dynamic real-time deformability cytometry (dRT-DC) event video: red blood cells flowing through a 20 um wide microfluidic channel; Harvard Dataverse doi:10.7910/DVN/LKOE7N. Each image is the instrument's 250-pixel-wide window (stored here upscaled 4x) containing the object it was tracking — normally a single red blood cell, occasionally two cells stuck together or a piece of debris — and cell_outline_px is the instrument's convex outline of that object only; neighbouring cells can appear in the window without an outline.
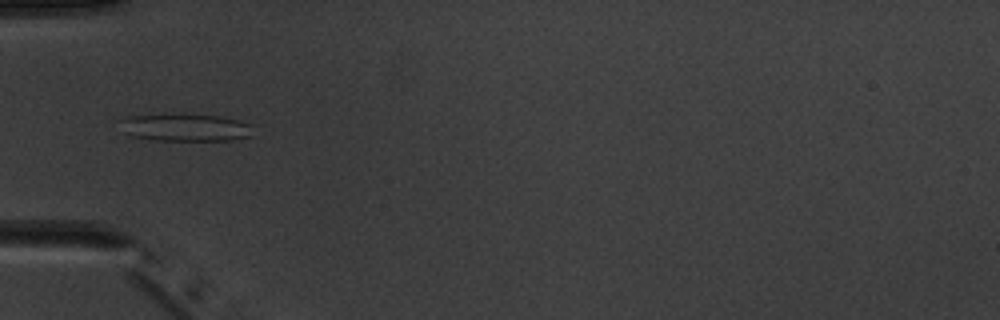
{"species": "common noctule bat (a hibernating species)", "species_latin": "Nyctalus noctula", "temperature_condition": "warm", "stored_images_in_passage": 5, "camera_frame_rate_fps": 3000, "um_per_image_px": 0.085, "animal": {"sex": "male", "body_mass_g": 20.1, "forearm_length_mm": 53.5}, "frame": {"image": 1, "passage_image": 5, "time_ms": 4.667, "image_size_px": [1000, 320], "cell_outline_px": [[252, 136], [232, 140], [156, 140], [132, 136], [124, 132], [116, 120], [128, 116], [220, 116], [252, 124]], "centroid_in_image_um": [15.75, 10.87], "position_along_channel_um": 69.2, "area_um2": 20.69}}